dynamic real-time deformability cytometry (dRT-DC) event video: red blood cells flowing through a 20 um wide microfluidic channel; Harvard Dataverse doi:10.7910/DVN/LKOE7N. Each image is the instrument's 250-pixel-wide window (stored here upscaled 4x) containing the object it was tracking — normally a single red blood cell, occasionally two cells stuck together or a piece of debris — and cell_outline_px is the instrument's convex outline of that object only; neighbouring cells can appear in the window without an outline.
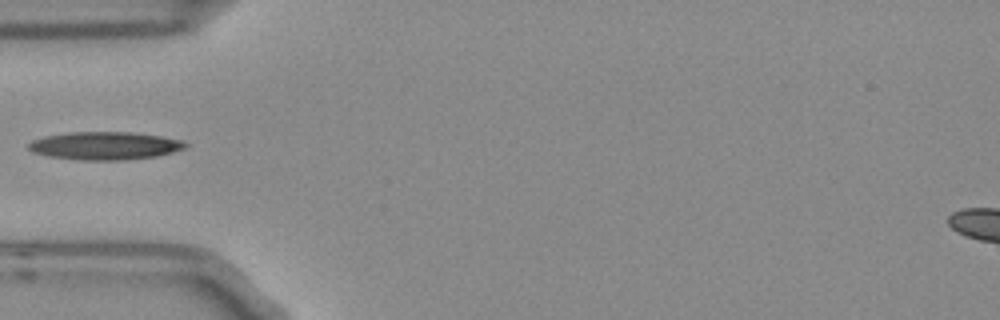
{"species": "Egyptian fruit bat (a non-hibernating species)", "species_latin": "Rousettus aegyptiacus", "temperature_condition": "room temperature", "stored_images_in_passage": 6, "camera_frame_rate_fps": 3000, "um_per_image_px": 0.085, "frame": {"image": 1, "passage_image": 4, "time_ms": 1.0, "image_size_px": [1000, 320], "cell_outline_px": [[188, 148], [156, 156], [124, 160], [80, 160], [48, 156], [32, 152], [28, 148], [28, 144], [32, 140], [44, 136], [68, 132], [128, 132], [160, 136], [184, 140], [188, 144]], "centroid_in_image_um": [8.92, 12.39], "position_along_channel_um": 76.1, "area_um2": 25.66}}
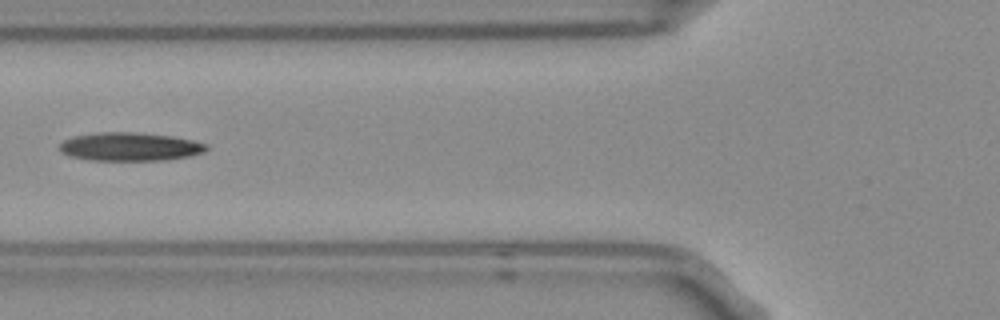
{"frame": {"image": 2, "passage_image": 5, "time_ms": 1.333, "image_size_px": [1000, 320], "cell_outline_px": [[208, 148], [204, 152], [188, 156], [164, 160], [88, 160], [68, 156], [60, 152], [60, 144], [64, 140], [72, 136], [96, 132], [132, 132], [172, 136], [192, 140], [208, 144]], "centroid_in_image_um": [11.01, 12.47], "position_along_channel_um": 114.8, "area_um2": 24.39}}